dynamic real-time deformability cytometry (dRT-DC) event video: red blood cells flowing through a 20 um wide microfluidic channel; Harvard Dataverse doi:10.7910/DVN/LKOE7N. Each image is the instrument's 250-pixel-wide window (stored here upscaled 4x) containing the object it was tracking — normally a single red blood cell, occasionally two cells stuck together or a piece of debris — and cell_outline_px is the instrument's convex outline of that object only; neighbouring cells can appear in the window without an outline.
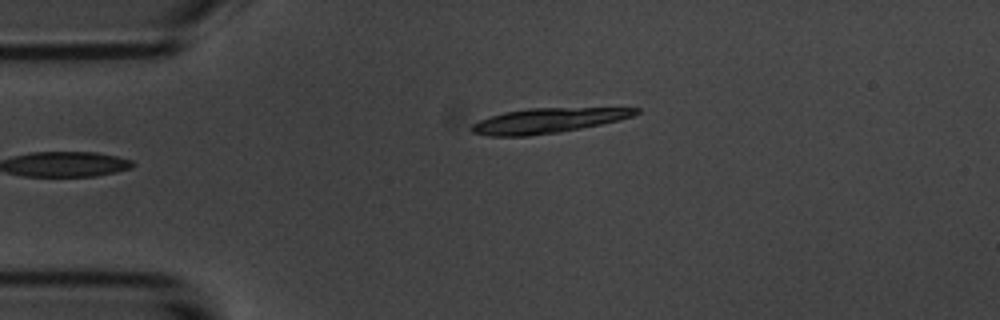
{"species": "common noctule bat (a hibernating species)", "species_latin": "Nyctalus noctula", "temperature_condition": "room temperature", "stored_images_in_passage": 4, "camera_frame_rate_fps": 3000, "um_per_image_px": 0.085, "animal": {"sex": "male", "body_mass_g": 20.1, "forearm_length_mm": 53.5}, "frame": {"image": 1, "passage_image": 4, "time_ms": 3.333, "image_size_px": [1000, 320], "cell_outline_px": [[640, 112], [632, 116], [620, 120], [560, 132], [528, 136], [488, 136], [472, 132], [468, 128], [472, 124], [480, 120], [504, 112], [528, 108], [640, 108]], "centroid_in_image_um": [46.54, 10.25], "position_along_channel_um": 38.5, "area_um2": 23.7}}